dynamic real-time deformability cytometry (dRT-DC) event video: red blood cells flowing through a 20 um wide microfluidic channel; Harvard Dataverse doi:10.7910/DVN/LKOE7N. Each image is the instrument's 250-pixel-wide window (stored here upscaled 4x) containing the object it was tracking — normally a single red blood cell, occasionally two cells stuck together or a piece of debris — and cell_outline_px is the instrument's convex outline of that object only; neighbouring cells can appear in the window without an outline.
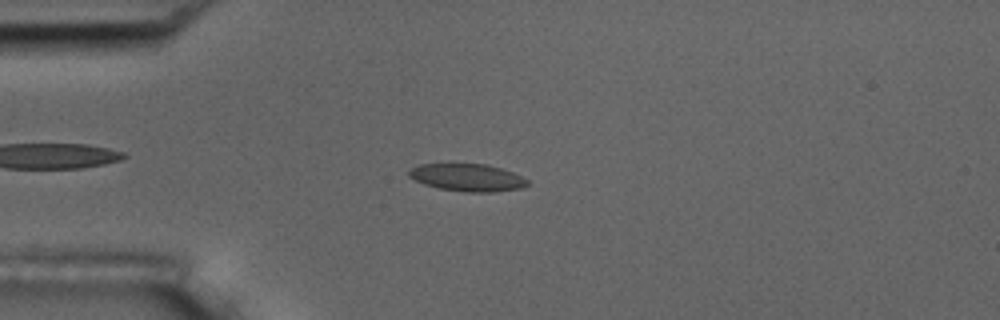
{"species": "common noctule bat (a hibernating species)", "species_latin": "Nyctalus noctula", "temperature_condition": "room temperature", "stored_images_in_passage": 7, "camera_frame_rate_fps": 3000, "um_per_image_px": 0.085, "animal": {"sex": "male", "body_mass_g": 17.5, "forearm_length_mm": 52.3}, "frame": {"image": 1, "passage_image": 3, "time_ms": 2.0, "image_size_px": [1000, 320], "cell_outline_px": [[528, 184], [524, 188], [492, 192], [468, 192], [440, 188], [424, 184], [408, 176], [408, 172], [416, 164], [448, 160], [452, 160], [488, 164], [512, 172], [528, 180]], "centroid_in_image_um": [39.66, 15.02], "position_along_channel_um": 45.3, "area_um2": 19.94}}
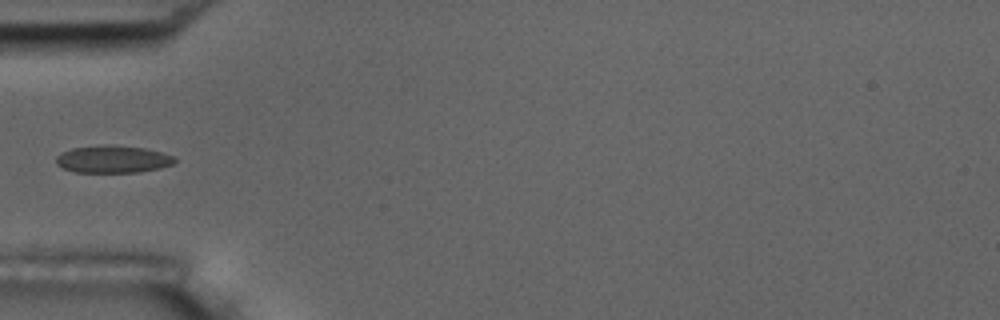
{"frame": {"image": 2, "passage_image": 4, "time_ms": 3.333, "image_size_px": [1000, 320], "cell_outline_px": [[176, 160], [172, 164], [140, 172], [76, 172], [64, 168], [56, 164], [56, 156], [60, 152], [72, 148], [104, 144], [112, 144], [144, 148], [160, 152], [172, 156]], "centroid_in_image_um": [9.53, 13.52], "position_along_channel_um": 75.5, "area_um2": 18.84}}
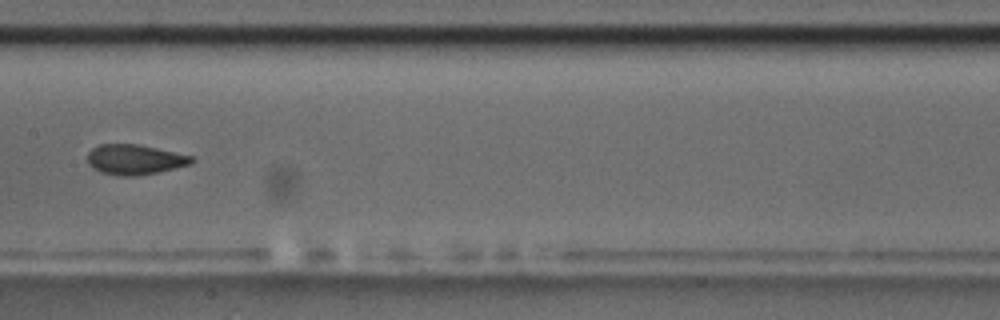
{"frame": {"image": 3, "passage_image": 7, "time_ms": 6.667, "image_size_px": [1000, 320], "cell_outline_px": [[196, 160], [192, 164], [176, 168], [136, 176], [116, 176], [100, 172], [92, 168], [88, 164], [88, 152], [92, 148], [100, 144], [136, 144], [196, 156]], "centroid_in_image_um": [11.48, 13.57], "position_along_channel_um": 195.9, "area_um2": 18.5}}